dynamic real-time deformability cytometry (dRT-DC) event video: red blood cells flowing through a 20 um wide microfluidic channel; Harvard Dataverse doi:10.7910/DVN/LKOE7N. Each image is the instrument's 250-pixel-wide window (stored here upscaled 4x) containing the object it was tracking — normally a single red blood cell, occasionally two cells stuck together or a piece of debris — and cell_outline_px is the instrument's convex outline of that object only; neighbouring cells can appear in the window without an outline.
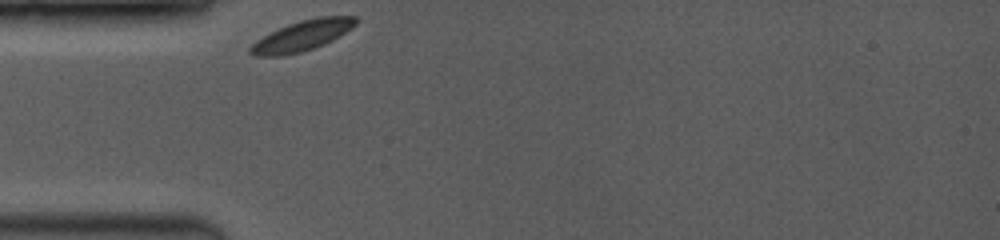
{"species": "common noctule bat (a hibernating species)", "species_latin": "Nyctalus noctula", "temperature_condition": "room temperature", "stored_images_in_passage": 1, "camera_frame_rate_fps": 3500, "um_per_image_px": 0.085, "animal": {"sex": "female", "body_mass_g": 19.0, "forearm_length_mm": 53.3}, "frame": {"image": 1, "passage_image": 1, "time_ms": 0.0, "image_size_px": [1000, 240], "cell_outline_px": [[356, 24], [352, 28], [332, 40], [324, 44], [300, 52], [284, 56], [256, 56], [248, 52], [248, 48], [256, 40], [288, 24], [300, 20], [320, 16], [356, 16]], "centroid_in_image_um": [25.67, 3.04], "position_along_channel_um": 59.3, "area_um2": 18.5}}